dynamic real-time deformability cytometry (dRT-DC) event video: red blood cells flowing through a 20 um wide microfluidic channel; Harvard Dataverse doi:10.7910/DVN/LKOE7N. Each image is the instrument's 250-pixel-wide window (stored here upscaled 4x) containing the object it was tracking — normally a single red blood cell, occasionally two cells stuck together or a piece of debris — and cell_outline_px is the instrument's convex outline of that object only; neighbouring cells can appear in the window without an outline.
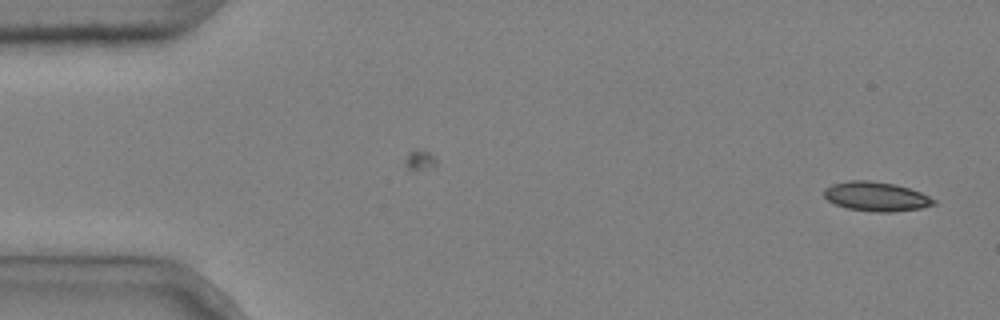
{"species": "common noctule bat (a hibernating species)", "species_latin": "Nyctalus noctula", "temperature_condition": "cold", "stored_images_in_passage": 3, "camera_frame_rate_fps": 3000, "um_per_image_px": 0.085, "animal": {"sex": "male", "body_mass_g": 20.4}, "frame": {"image": 1, "passage_image": 3, "time_ms": 0.667, "image_size_px": [1000, 320], "cell_outline_px": [[936, 204], [920, 208], [892, 212], [872, 212], [848, 208], [836, 204], [828, 200], [824, 196], [824, 188], [832, 184], [848, 180], [868, 180], [896, 184], [920, 192], [936, 200]], "centroid_in_image_um": [74.46, 16.7], "position_along_channel_um": 10.5, "area_um2": 18.73}}